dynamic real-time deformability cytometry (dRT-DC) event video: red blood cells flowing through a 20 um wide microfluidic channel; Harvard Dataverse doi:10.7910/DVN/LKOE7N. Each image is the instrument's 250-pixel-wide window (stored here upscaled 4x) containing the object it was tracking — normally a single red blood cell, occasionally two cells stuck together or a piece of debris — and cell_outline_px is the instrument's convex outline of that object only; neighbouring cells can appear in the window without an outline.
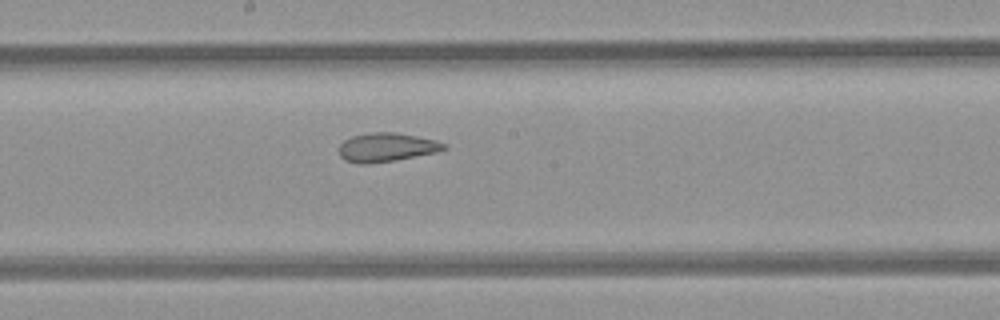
{"species": "common noctule bat (a hibernating species)", "species_latin": "Nyctalus noctula", "temperature_condition": "room temperature", "stored_images_in_passage": 8, "segment_of_instrument_passage": [1, 2], "camera_frame_rate_fps": 3000, "um_per_image_px": 0.085, "animal": {"sex": "female", "body_mass_g": 21.9}, "frame": {"image": 1, "passage_image": 7, "time_ms": 8.0, "image_size_px": [1000, 320], "cell_outline_px": [[448, 148], [436, 152], [396, 160], [368, 164], [360, 164], [344, 160], [340, 156], [340, 144], [344, 140], [352, 136], [372, 132], [392, 132], [416, 136], [436, 140], [444, 144]], "centroid_in_image_um": [32.84, 12.53], "position_along_channel_um": 215.4, "area_um2": 17.51}}